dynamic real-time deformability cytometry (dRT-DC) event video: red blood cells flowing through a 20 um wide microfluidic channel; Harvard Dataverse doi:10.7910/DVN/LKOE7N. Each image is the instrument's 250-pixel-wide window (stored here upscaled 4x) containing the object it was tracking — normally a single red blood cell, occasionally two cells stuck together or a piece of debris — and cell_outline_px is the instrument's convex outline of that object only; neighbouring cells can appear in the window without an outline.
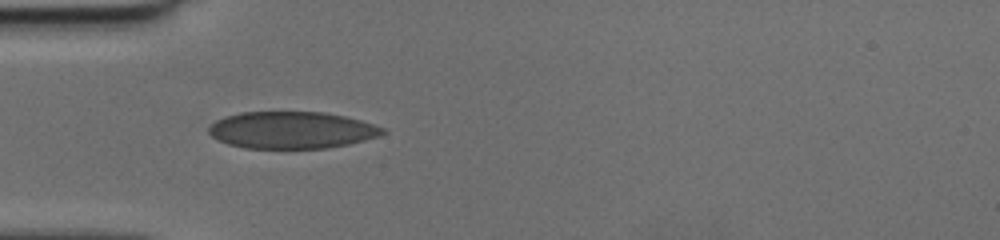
{"species": "human", "species_latin": "Homo sapiens", "temperature_condition": "cold", "stored_images_in_passage": 34, "camera_frame_rate_fps": 3000, "um_per_image_px": 0.085, "donor": {"sex": "female"}, "frame": {"image": 1, "passage_image": 1, "time_ms": 0.0, "image_size_px": [1000, 240], "cell_outline_px": [[388, 132], [380, 136], [348, 144], [324, 148], [244, 148], [228, 144], [212, 136], [208, 132], [208, 128], [216, 120], [240, 112], [324, 112], [344, 116], [360, 120], [384, 128]], "centroid_in_image_um": [24.81, 11.06], "position_along_channel_um": 60.2, "area_um2": 37.28}}
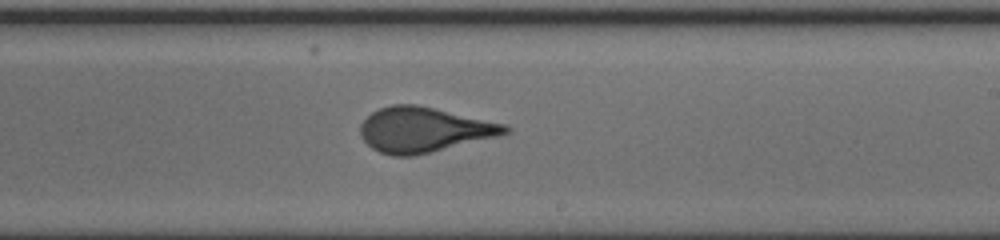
{"frame": {"image": 2, "passage_image": 15, "time_ms": 4.667, "image_size_px": [1000, 240], "cell_outline_px": [[512, 128], [508, 132], [496, 136], [412, 156], [392, 156], [380, 152], [372, 148], [364, 140], [360, 132], [360, 124], [372, 112], [380, 108], [392, 104], [416, 104], [508, 124]], "centroid_in_image_um": [36.02, 11.01], "position_along_channel_um": 253.0, "area_um2": 37.57}}
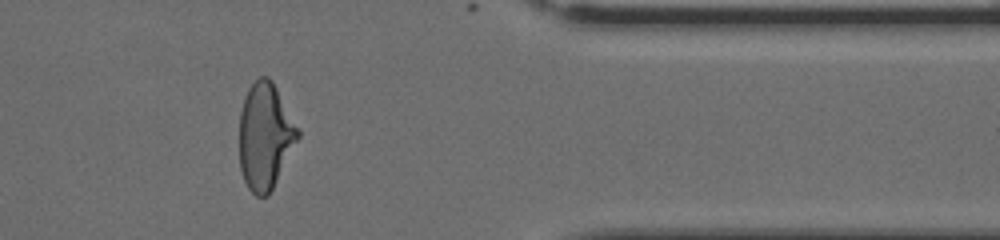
{"frame": {"image": 3, "passage_image": 26, "time_ms": 8.333, "image_size_px": [1000, 240], "cell_outline_px": [[300, 136], [268, 196], [256, 196], [248, 188], [244, 180], [240, 168], [240, 112], [248, 88], [260, 76], [268, 76], [272, 80], [300, 132]], "centroid_in_image_um": [22.53, 11.58], "position_along_channel_um": 388.9, "area_um2": 35.84}}